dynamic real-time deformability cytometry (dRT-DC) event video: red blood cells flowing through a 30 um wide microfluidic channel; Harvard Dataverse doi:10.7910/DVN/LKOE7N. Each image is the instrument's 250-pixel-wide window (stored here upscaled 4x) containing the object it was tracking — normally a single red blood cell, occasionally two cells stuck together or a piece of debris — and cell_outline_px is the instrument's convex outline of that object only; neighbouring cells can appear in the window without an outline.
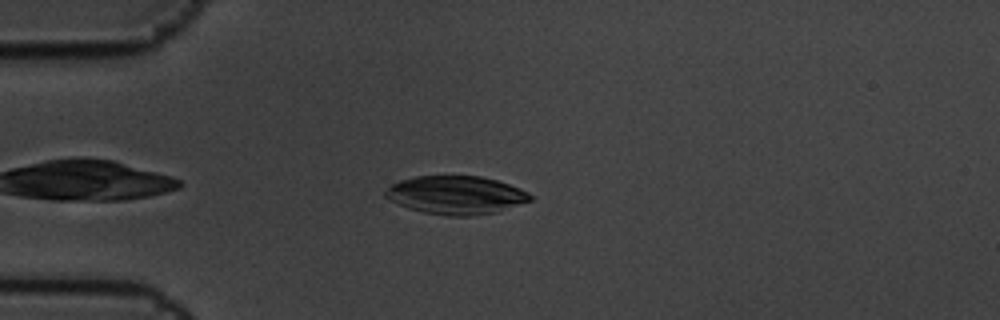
{"species": "common noctule bat (a hibernating species)", "species_latin": "Nyctalus noctula", "temperature_condition": "cold", "stored_images_in_passage": 5, "camera_frame_rate_fps": 3000, "um_per_image_px": 0.085, "animal": {"sex": "male", "body_mass_g": 19.5, "forearm_length_mm": 54.6}, "frame": {"image": 1, "passage_image": 1, "time_ms": 0.0, "image_size_px": [1000, 320], "cell_outline_px": [[532, 200], [496, 212], [468, 216], [448, 216], [424, 212], [408, 208], [384, 196], [384, 192], [392, 184], [400, 180], [416, 176], [480, 176], [496, 180], [520, 188], [528, 192], [532, 196]], "centroid_in_image_um": [38.77, 16.58], "position_along_channel_um": 46.2, "area_um2": 32.08}}
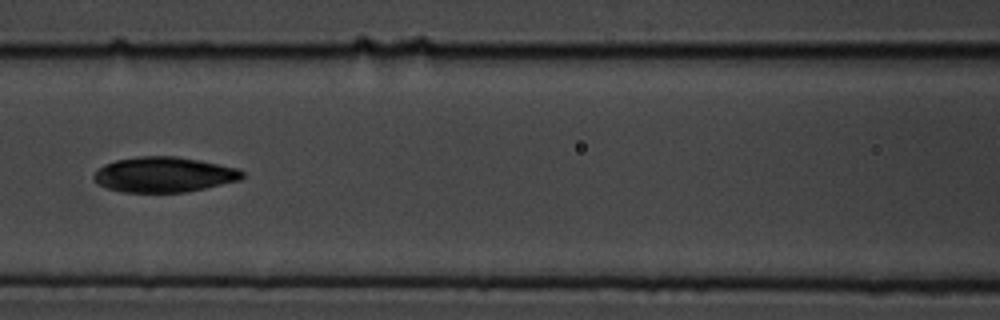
{"frame": {"image": 2, "passage_image": 4, "time_ms": 1.0, "image_size_px": [1000, 320], "cell_outline_px": [[244, 176], [240, 180], [204, 188], [184, 192], [124, 192], [108, 188], [100, 184], [92, 176], [104, 164], [116, 160], [140, 156], [176, 156], [200, 160], [240, 168], [244, 172]], "centroid_in_image_um": [13.98, 14.83], "position_along_channel_um": 152.6, "area_um2": 30.35}}
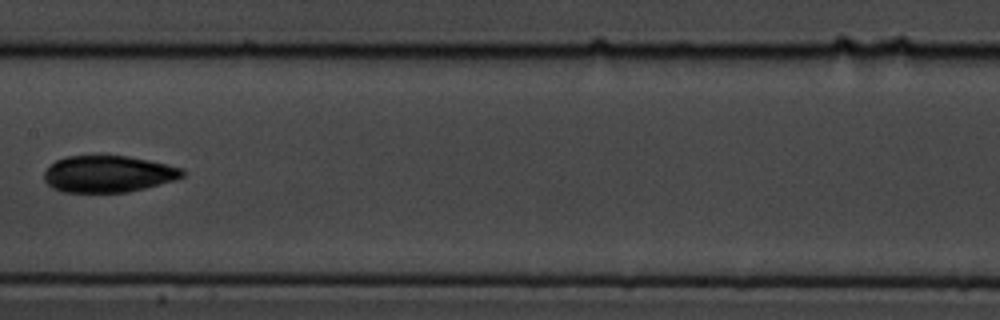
{"frame": {"image": 3, "passage_image": 5, "time_ms": 1.333, "image_size_px": [1000, 320], "cell_outline_px": [[184, 176], [176, 180], [128, 192], [64, 192], [52, 188], [44, 180], [44, 172], [56, 160], [68, 156], [128, 156], [168, 164], [184, 168]], "centroid_in_image_um": [9.22, 14.79], "position_along_channel_um": 198.2, "area_um2": 29.54}}